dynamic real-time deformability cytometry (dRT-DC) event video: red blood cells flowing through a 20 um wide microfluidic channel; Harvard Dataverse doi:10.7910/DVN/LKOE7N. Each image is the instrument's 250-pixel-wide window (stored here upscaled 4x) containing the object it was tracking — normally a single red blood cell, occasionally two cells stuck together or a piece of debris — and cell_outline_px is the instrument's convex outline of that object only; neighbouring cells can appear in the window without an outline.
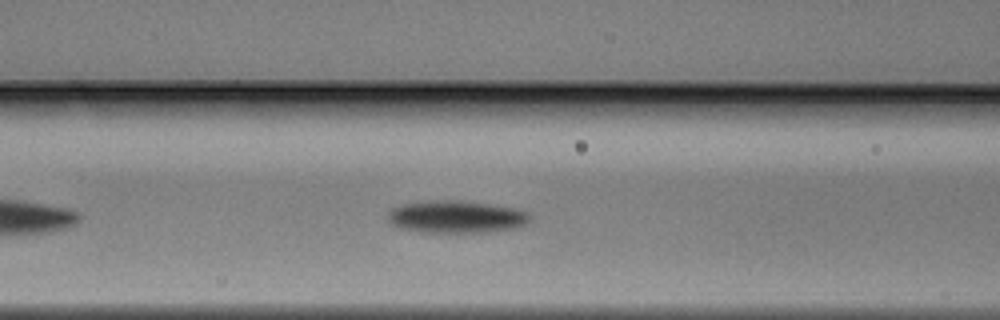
{"species": "Egyptian fruit bat (a non-hibernating species)", "species_latin": "Rousettus aegyptiacus", "temperature_condition": "warm", "stored_images_in_passage": 17, "camera_frame_rate_fps": 3000, "um_per_image_px": 0.085, "animal": {"sex": "male"}, "frame": {"image": 1, "passage_image": 8, "time_ms": 2.333, "image_size_px": [1000, 320], "cell_outline_px": [[532, 216], [524, 224], [512, 228], [488, 232], [420, 232], [400, 228], [392, 224], [388, 220], [388, 212], [392, 208], [400, 204], [448, 200], [488, 204], [512, 208], [528, 212]], "centroid_in_image_um": [38.74, 18.44], "position_along_channel_um": 127.9, "area_um2": 26.3}}
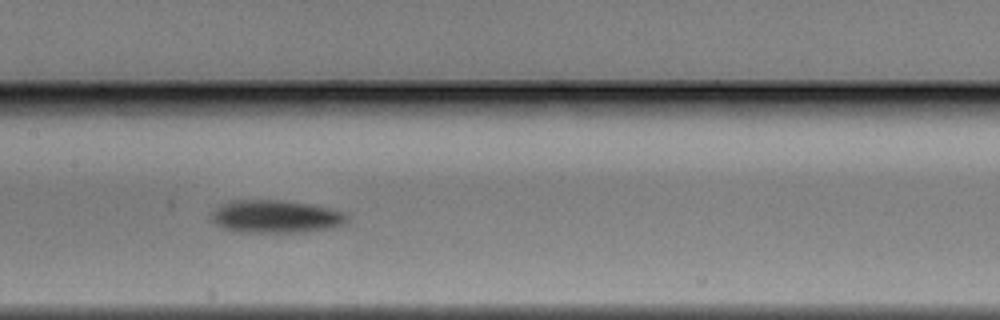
{"frame": {"image": 2, "passage_image": 12, "time_ms": 3.667, "image_size_px": [1000, 320], "cell_outline_px": [[348, 220], [332, 228], [296, 232], [240, 232], [224, 228], [216, 224], [212, 220], [212, 212], [220, 204], [232, 200], [284, 200], [312, 204], [344, 212], [348, 216]], "centroid_in_image_um": [23.42, 18.39], "position_along_channel_um": 184.0, "area_um2": 25.84}}
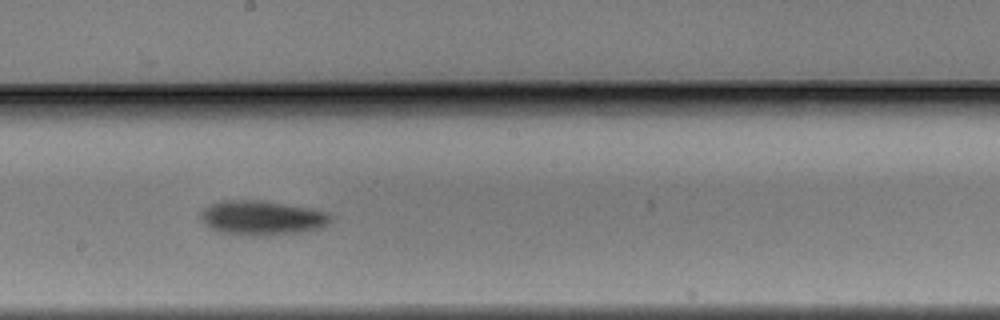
{"frame": {"image": 3, "passage_image": 15, "time_ms": 4.667, "image_size_px": [1000, 320], "cell_outline_px": [[332, 220], [320, 228], [308, 232], [260, 236], [244, 236], [224, 232], [212, 228], [200, 216], [204, 208], [212, 204], [224, 200], [260, 200], [308, 208], [328, 212], [332, 216]], "centroid_in_image_um": [22.33, 18.53], "position_along_channel_um": 225.9, "area_um2": 25.95}}